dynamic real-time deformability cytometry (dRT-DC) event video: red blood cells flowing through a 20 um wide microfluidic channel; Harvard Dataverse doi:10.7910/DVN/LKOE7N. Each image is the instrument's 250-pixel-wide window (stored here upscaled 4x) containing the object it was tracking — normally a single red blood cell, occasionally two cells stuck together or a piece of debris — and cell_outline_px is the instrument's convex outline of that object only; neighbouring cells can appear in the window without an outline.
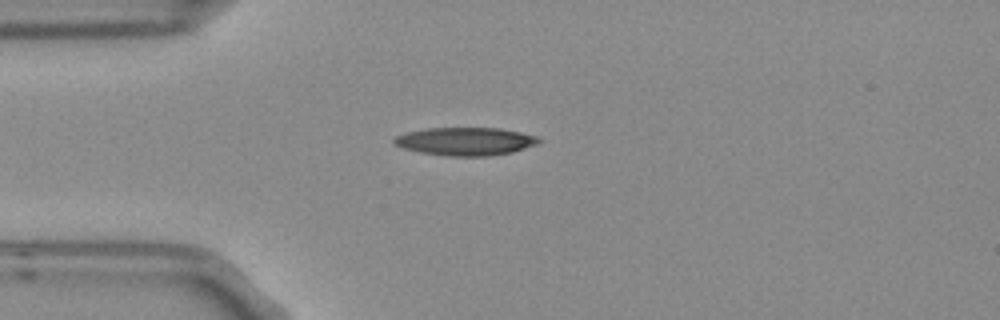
{"species": "Egyptian fruit bat (a non-hibernating species)", "species_latin": "Rousettus aegyptiacus", "temperature_condition": "room temperature", "stored_images_in_passage": 2, "camera_frame_rate_fps": 3000, "um_per_image_px": 0.085, "frame": {"image": 1, "passage_image": 1, "time_ms": 0.0, "image_size_px": [1000, 320], "cell_outline_px": [[540, 140], [536, 144], [512, 152], [488, 156], [448, 156], [420, 152], [404, 148], [392, 144], [392, 140], [396, 136], [408, 132], [428, 128], [500, 128], [520, 132], [536, 136]], "centroid_in_image_um": [39.53, 12.01], "position_along_channel_um": 45.5, "area_um2": 23.47}}